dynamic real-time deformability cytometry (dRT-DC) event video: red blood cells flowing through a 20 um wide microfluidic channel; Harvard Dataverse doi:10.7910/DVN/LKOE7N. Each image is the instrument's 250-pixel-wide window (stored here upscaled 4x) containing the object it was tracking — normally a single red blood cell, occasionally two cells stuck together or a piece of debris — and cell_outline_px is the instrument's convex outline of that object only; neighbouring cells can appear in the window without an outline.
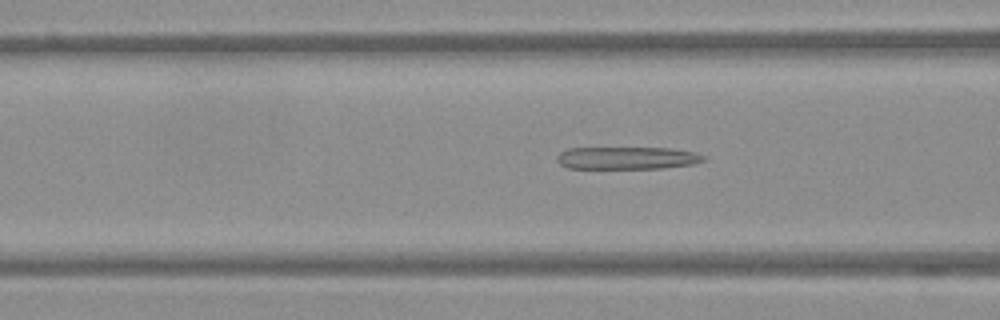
{"species": "Egyptian fruit bat (a non-hibernating species)", "species_latin": "Rousettus aegyptiacus", "temperature_condition": "warm", "stored_images_in_passage": 53, "camera_frame_rate_fps": 3000, "um_per_image_px": 0.085, "frame": {"image": 1, "passage_image": 20, "time_ms": 6.333, "image_size_px": [1000, 320], "cell_outline_px": [[708, 156], [704, 160], [692, 164], [664, 168], [568, 168], [560, 164], [556, 160], [556, 156], [560, 152], [568, 148], [672, 148], [696, 152]], "centroid_in_image_um": [53.32, 13.42], "position_along_channel_um": 113.3, "area_um2": 19.31}}
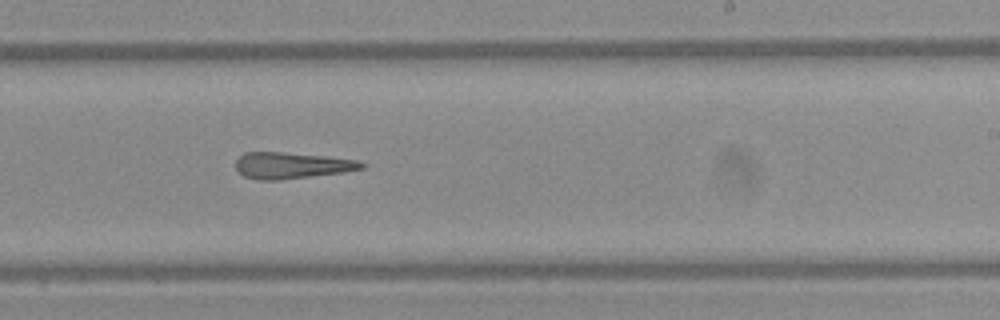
{"frame": {"image": 2, "passage_image": 32, "time_ms": 10.333, "image_size_px": [1000, 320], "cell_outline_px": [[368, 164], [364, 168], [344, 172], [280, 180], [256, 180], [244, 176], [236, 168], [236, 160], [244, 152], [280, 152], [324, 156], [356, 160]], "centroid_in_image_um": [24.79, 14.07], "position_along_channel_um": 264.2, "area_um2": 19.25}}
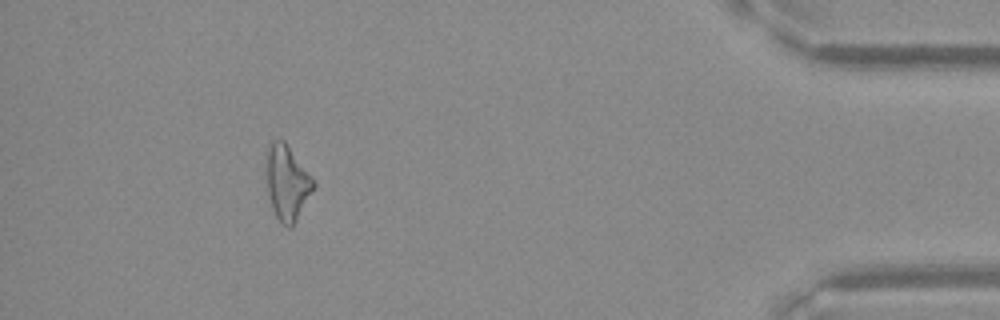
{"frame": {"image": 3, "passage_image": 48, "time_ms": 15.667, "image_size_px": [1000, 320], "cell_outline_px": [[316, 184], [292, 228], [288, 228], [276, 216], [272, 208], [268, 192], [264, 168], [264, 156], [268, 144], [272, 140], [284, 140]], "centroid_in_image_um": [24.34, 15.49], "position_along_channel_um": 410.9, "area_um2": 20.63}}